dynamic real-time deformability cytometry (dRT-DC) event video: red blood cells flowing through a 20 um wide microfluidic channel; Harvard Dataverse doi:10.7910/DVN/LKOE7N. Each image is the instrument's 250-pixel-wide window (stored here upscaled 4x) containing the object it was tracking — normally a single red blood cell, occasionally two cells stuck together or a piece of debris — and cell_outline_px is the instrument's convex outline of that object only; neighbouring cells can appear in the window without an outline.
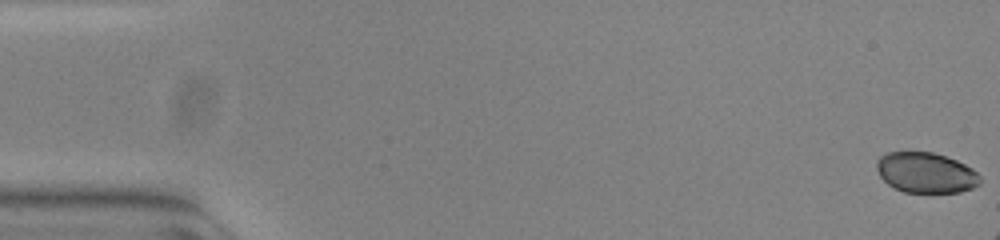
{"species": "common noctule bat (a hibernating species)", "species_latin": "Nyctalus noctula", "temperature_condition": "warm", "stored_images_in_passage": 11, "camera_frame_rate_fps": 3000, "um_per_image_px": 0.085, "animal": {"sex": "female", "body_mass_g": 23.0, "forearm_length_mm": 53.4}, "frame": {"image": 1, "passage_image": 1, "time_ms": 0.0, "image_size_px": [1000, 240], "cell_outline_px": [[980, 184], [972, 188], [960, 192], [904, 192], [888, 184], [880, 176], [876, 168], [876, 160], [880, 156], [888, 152], [932, 152], [956, 160], [972, 168], [980, 176]], "centroid_in_image_um": [78.69, 14.67], "position_along_channel_um": 6.3, "area_um2": 24.28}}